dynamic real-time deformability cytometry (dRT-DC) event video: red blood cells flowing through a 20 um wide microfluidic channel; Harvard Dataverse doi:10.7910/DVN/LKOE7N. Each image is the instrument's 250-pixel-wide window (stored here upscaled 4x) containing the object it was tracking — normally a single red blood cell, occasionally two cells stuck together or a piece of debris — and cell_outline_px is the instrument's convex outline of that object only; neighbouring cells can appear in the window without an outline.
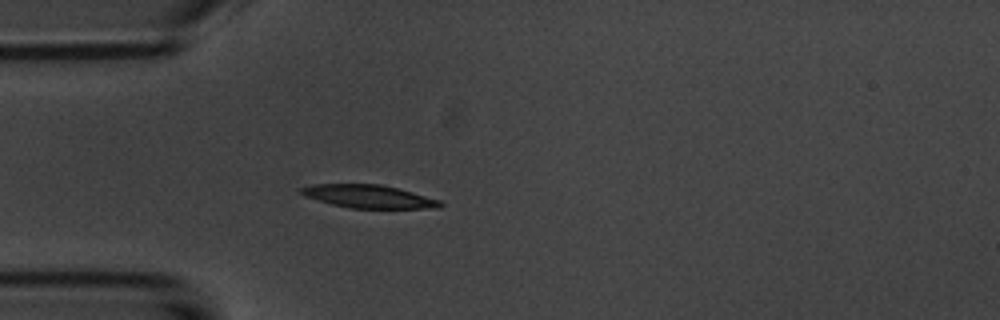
{"species": "common noctule bat (a hibernating species)", "species_latin": "Nyctalus noctula", "temperature_condition": "room temperature", "stored_images_in_passage": 40, "camera_frame_rate_fps": 3000, "um_per_image_px": 0.085, "animal": {"sex": "male", "body_mass_g": 20.1, "forearm_length_mm": 53.5}, "frame": {"image": 1, "passage_image": 1, "time_ms": 0.0, "image_size_px": [1000, 320], "cell_outline_px": [[444, 204], [440, 208], [348, 208], [332, 204], [304, 196], [300, 192], [300, 188], [312, 184], [380, 184], [412, 192], [440, 200]], "centroid_in_image_um": [31.33, 16.7], "position_along_channel_um": 53.7, "area_um2": 18.61}}
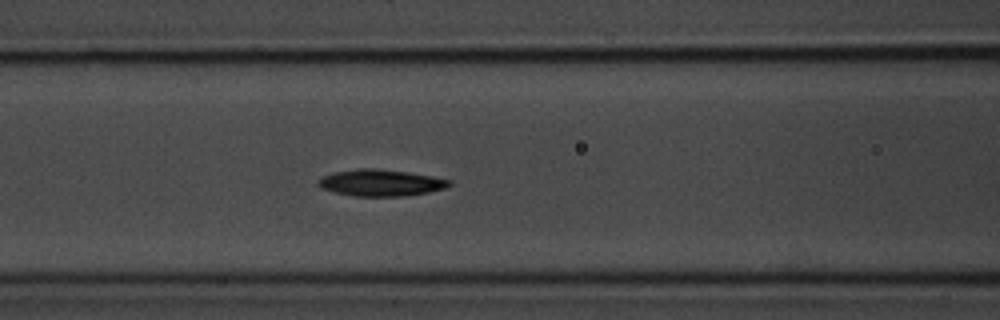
{"frame": {"image": 2, "passage_image": 8, "time_ms": 2.333, "image_size_px": [1000, 320], "cell_outline_px": [[452, 184], [444, 188], [428, 192], [404, 196], [352, 196], [320, 188], [316, 184], [316, 180], [324, 176], [336, 172], [360, 168], [376, 168], [404, 172], [452, 180]], "centroid_in_image_um": [32.32, 15.54], "position_along_channel_um": 134.3, "area_um2": 20.06}}
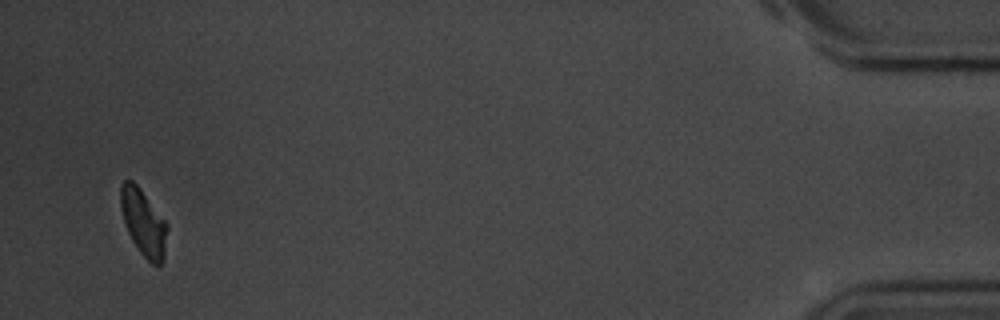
{"frame": {"image": 3, "passage_image": 38, "time_ms": 12.333, "image_size_px": [1000, 320], "cell_outline_px": [[168, 228], [164, 260], [160, 264], [152, 264], [140, 252], [132, 240], [124, 224], [120, 208], [120, 188], [124, 180], [132, 180], [140, 188], [168, 224]], "centroid_in_image_um": [12.19, 18.92], "position_along_channel_um": 423.0, "area_um2": 18.09}, "authors_computed_cell_mechanics": {"area_um2": 19.3341, "velocity_mm_per_s": 3.7172, "shape_relaxation_time_tau1_ms": 2.6064, "shape_relaxation_time_tau2_ms": null, "deformation_change_tau1": 0.1165, "deformation_change_tau2": null}}